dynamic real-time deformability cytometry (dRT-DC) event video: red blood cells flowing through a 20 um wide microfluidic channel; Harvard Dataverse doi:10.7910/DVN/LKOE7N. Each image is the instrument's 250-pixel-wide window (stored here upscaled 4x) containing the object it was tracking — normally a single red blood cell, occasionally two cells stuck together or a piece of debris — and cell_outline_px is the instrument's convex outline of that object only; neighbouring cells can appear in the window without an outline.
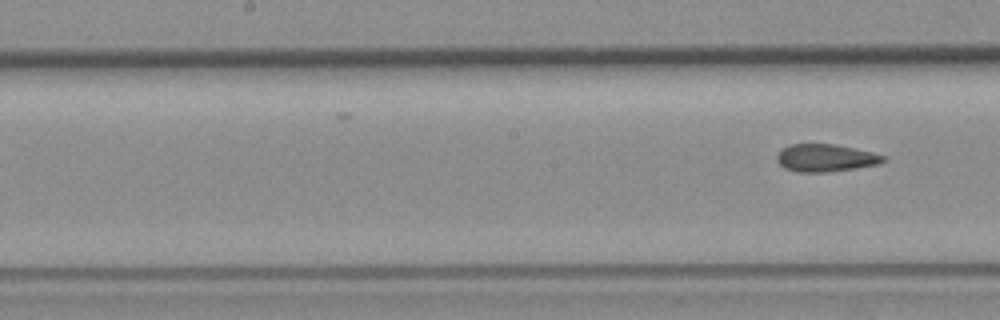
{"species": "common noctule bat (a hibernating species)", "species_latin": "Nyctalus noctula", "temperature_condition": "room temperature", "stored_images_in_passage": 8, "camera_frame_rate_fps": 3000, "um_per_image_px": 0.085, "animal": {"sex": "female", "body_mass_g": 19.3, "forearm_length_mm": 54.1}, "frame": {"image": 1, "passage_image": 8, "time_ms": 9.667, "image_size_px": [1000, 320], "cell_outline_px": [[884, 160], [880, 164], [856, 168], [824, 172], [796, 172], [784, 168], [776, 160], [776, 156], [784, 148], [792, 144], [832, 144], [852, 148], [884, 156]], "centroid_in_image_um": [70.12, 13.44], "position_along_channel_um": 178.1, "area_um2": 16.7}}